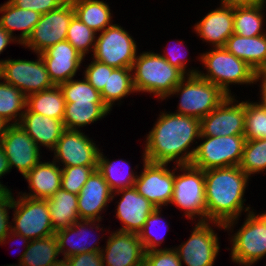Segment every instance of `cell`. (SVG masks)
Here are the masks:
<instances>
[{"mask_svg": "<svg viewBox=\"0 0 266 266\" xmlns=\"http://www.w3.org/2000/svg\"><path fill=\"white\" fill-rule=\"evenodd\" d=\"M159 116L147 134L143 161L168 164L175 160L176 165L190 164L196 148L189 147L195 139L200 140V120L165 111Z\"/></svg>", "mask_w": 266, "mask_h": 266, "instance_id": "1", "label": "cell"}, {"mask_svg": "<svg viewBox=\"0 0 266 266\" xmlns=\"http://www.w3.org/2000/svg\"><path fill=\"white\" fill-rule=\"evenodd\" d=\"M207 221L228 230L237 224L244 210V192L249 176L239 167L214 168L204 171Z\"/></svg>", "mask_w": 266, "mask_h": 266, "instance_id": "2", "label": "cell"}, {"mask_svg": "<svg viewBox=\"0 0 266 266\" xmlns=\"http://www.w3.org/2000/svg\"><path fill=\"white\" fill-rule=\"evenodd\" d=\"M136 93H153L158 99L169 97L185 75L168 63L160 54L143 52L136 56L132 66Z\"/></svg>", "mask_w": 266, "mask_h": 266, "instance_id": "3", "label": "cell"}, {"mask_svg": "<svg viewBox=\"0 0 266 266\" xmlns=\"http://www.w3.org/2000/svg\"><path fill=\"white\" fill-rule=\"evenodd\" d=\"M200 61L207 73L198 75L217 85L225 94L231 96L229 84H252L257 73L246 62L230 53L225 47L214 48L200 55Z\"/></svg>", "mask_w": 266, "mask_h": 266, "instance_id": "4", "label": "cell"}, {"mask_svg": "<svg viewBox=\"0 0 266 266\" xmlns=\"http://www.w3.org/2000/svg\"><path fill=\"white\" fill-rule=\"evenodd\" d=\"M176 93L181 95L178 112L175 113L199 120L212 112L228 96L217 85L198 74L184 77L169 96Z\"/></svg>", "mask_w": 266, "mask_h": 266, "instance_id": "5", "label": "cell"}, {"mask_svg": "<svg viewBox=\"0 0 266 266\" xmlns=\"http://www.w3.org/2000/svg\"><path fill=\"white\" fill-rule=\"evenodd\" d=\"M173 194L170 203L184 210L185 216L194 219L199 216L198 222H207V204L205 199L204 171L191 164L175 165ZM197 215V216H196Z\"/></svg>", "mask_w": 266, "mask_h": 266, "instance_id": "6", "label": "cell"}, {"mask_svg": "<svg viewBox=\"0 0 266 266\" xmlns=\"http://www.w3.org/2000/svg\"><path fill=\"white\" fill-rule=\"evenodd\" d=\"M200 138L205 141L196 146L191 165L203 171L240 165L246 141L244 135Z\"/></svg>", "mask_w": 266, "mask_h": 266, "instance_id": "7", "label": "cell"}, {"mask_svg": "<svg viewBox=\"0 0 266 266\" xmlns=\"http://www.w3.org/2000/svg\"><path fill=\"white\" fill-rule=\"evenodd\" d=\"M14 199L12 231L29 240L41 239L55 234L48 210L47 199L20 196Z\"/></svg>", "mask_w": 266, "mask_h": 266, "instance_id": "8", "label": "cell"}, {"mask_svg": "<svg viewBox=\"0 0 266 266\" xmlns=\"http://www.w3.org/2000/svg\"><path fill=\"white\" fill-rule=\"evenodd\" d=\"M96 38L93 59L113 68H132L137 45L123 27L112 24Z\"/></svg>", "mask_w": 266, "mask_h": 266, "instance_id": "9", "label": "cell"}, {"mask_svg": "<svg viewBox=\"0 0 266 266\" xmlns=\"http://www.w3.org/2000/svg\"><path fill=\"white\" fill-rule=\"evenodd\" d=\"M247 218L231 238V259L233 262L251 266L266 256V222L254 212L247 213Z\"/></svg>", "mask_w": 266, "mask_h": 266, "instance_id": "10", "label": "cell"}, {"mask_svg": "<svg viewBox=\"0 0 266 266\" xmlns=\"http://www.w3.org/2000/svg\"><path fill=\"white\" fill-rule=\"evenodd\" d=\"M37 55L35 61L4 60L0 67V78L18 88L26 97L54 87L42 57Z\"/></svg>", "mask_w": 266, "mask_h": 266, "instance_id": "11", "label": "cell"}, {"mask_svg": "<svg viewBox=\"0 0 266 266\" xmlns=\"http://www.w3.org/2000/svg\"><path fill=\"white\" fill-rule=\"evenodd\" d=\"M75 15L72 2L68 0L62 6L42 14L27 40L22 44L36 54L66 40L67 30Z\"/></svg>", "mask_w": 266, "mask_h": 266, "instance_id": "12", "label": "cell"}, {"mask_svg": "<svg viewBox=\"0 0 266 266\" xmlns=\"http://www.w3.org/2000/svg\"><path fill=\"white\" fill-rule=\"evenodd\" d=\"M227 96L212 112L200 120V136H232L245 133V101Z\"/></svg>", "mask_w": 266, "mask_h": 266, "instance_id": "13", "label": "cell"}, {"mask_svg": "<svg viewBox=\"0 0 266 266\" xmlns=\"http://www.w3.org/2000/svg\"><path fill=\"white\" fill-rule=\"evenodd\" d=\"M218 241L209 221L197 222L189 239L174 249L187 266H213L220 250Z\"/></svg>", "mask_w": 266, "mask_h": 266, "instance_id": "14", "label": "cell"}, {"mask_svg": "<svg viewBox=\"0 0 266 266\" xmlns=\"http://www.w3.org/2000/svg\"><path fill=\"white\" fill-rule=\"evenodd\" d=\"M143 164V171L137 176L134 187L156 208L167 206L173 194L175 171H171L168 164L145 160Z\"/></svg>", "mask_w": 266, "mask_h": 266, "instance_id": "15", "label": "cell"}, {"mask_svg": "<svg viewBox=\"0 0 266 266\" xmlns=\"http://www.w3.org/2000/svg\"><path fill=\"white\" fill-rule=\"evenodd\" d=\"M53 150L54 161L63 167L98 166L100 150L81 130L66 129Z\"/></svg>", "mask_w": 266, "mask_h": 266, "instance_id": "16", "label": "cell"}, {"mask_svg": "<svg viewBox=\"0 0 266 266\" xmlns=\"http://www.w3.org/2000/svg\"><path fill=\"white\" fill-rule=\"evenodd\" d=\"M0 144L10 168L15 166L23 177L40 162V148L19 124L7 126Z\"/></svg>", "mask_w": 266, "mask_h": 266, "instance_id": "17", "label": "cell"}, {"mask_svg": "<svg viewBox=\"0 0 266 266\" xmlns=\"http://www.w3.org/2000/svg\"><path fill=\"white\" fill-rule=\"evenodd\" d=\"M100 252L104 266H143L145 251L135 233L111 232L105 249Z\"/></svg>", "mask_w": 266, "mask_h": 266, "instance_id": "18", "label": "cell"}, {"mask_svg": "<svg viewBox=\"0 0 266 266\" xmlns=\"http://www.w3.org/2000/svg\"><path fill=\"white\" fill-rule=\"evenodd\" d=\"M113 199V191L102 174L95 169L78 194L79 218L81 220L97 221L98 224L94 228L99 230V222L102 219L99 214Z\"/></svg>", "mask_w": 266, "mask_h": 266, "instance_id": "19", "label": "cell"}, {"mask_svg": "<svg viewBox=\"0 0 266 266\" xmlns=\"http://www.w3.org/2000/svg\"><path fill=\"white\" fill-rule=\"evenodd\" d=\"M55 86L74 78L84 57L67 41L58 42L40 53Z\"/></svg>", "mask_w": 266, "mask_h": 266, "instance_id": "20", "label": "cell"}, {"mask_svg": "<svg viewBox=\"0 0 266 266\" xmlns=\"http://www.w3.org/2000/svg\"><path fill=\"white\" fill-rule=\"evenodd\" d=\"M115 194L122 195L120 202H117L116 218L121 221L123 226L118 230L138 234L156 207L139 194L134 186L117 190L113 192L114 196H116Z\"/></svg>", "mask_w": 266, "mask_h": 266, "instance_id": "21", "label": "cell"}, {"mask_svg": "<svg viewBox=\"0 0 266 266\" xmlns=\"http://www.w3.org/2000/svg\"><path fill=\"white\" fill-rule=\"evenodd\" d=\"M233 23V7L221 5L197 22L194 29L203 41L212 43L214 48L225 47L234 32Z\"/></svg>", "mask_w": 266, "mask_h": 266, "instance_id": "22", "label": "cell"}, {"mask_svg": "<svg viewBox=\"0 0 266 266\" xmlns=\"http://www.w3.org/2000/svg\"><path fill=\"white\" fill-rule=\"evenodd\" d=\"M19 125L39 148L40 145H43L46 149L49 148L52 151L66 130L62 120L30 112L27 108L22 115Z\"/></svg>", "mask_w": 266, "mask_h": 266, "instance_id": "23", "label": "cell"}, {"mask_svg": "<svg viewBox=\"0 0 266 266\" xmlns=\"http://www.w3.org/2000/svg\"><path fill=\"white\" fill-rule=\"evenodd\" d=\"M52 162L40 161L25 176L30 193L21 195L35 199H48L61 188V168Z\"/></svg>", "mask_w": 266, "mask_h": 266, "instance_id": "24", "label": "cell"}, {"mask_svg": "<svg viewBox=\"0 0 266 266\" xmlns=\"http://www.w3.org/2000/svg\"><path fill=\"white\" fill-rule=\"evenodd\" d=\"M254 37H242L232 34L225 48L237 58L246 62L256 73L266 67V32Z\"/></svg>", "mask_w": 266, "mask_h": 266, "instance_id": "25", "label": "cell"}, {"mask_svg": "<svg viewBox=\"0 0 266 266\" xmlns=\"http://www.w3.org/2000/svg\"><path fill=\"white\" fill-rule=\"evenodd\" d=\"M95 223L96 221L94 220H81L80 219L79 221L75 222L71 226L55 232L60 253L64 255L63 260H65L66 258L70 256L80 254V253L101 251L100 246L99 245L97 246L98 243L96 242V239H95V242L93 241V244L92 243L90 244V241H89L90 246H88V241L86 242L85 240L88 237L87 233H89L87 232L88 227L90 226V229H94L93 226L91 227V225L95 226ZM84 237L86 238L84 239Z\"/></svg>", "mask_w": 266, "mask_h": 266, "instance_id": "26", "label": "cell"}, {"mask_svg": "<svg viewBox=\"0 0 266 266\" xmlns=\"http://www.w3.org/2000/svg\"><path fill=\"white\" fill-rule=\"evenodd\" d=\"M0 26L9 33L19 44H23L35 25L39 22L41 14L34 11L16 7L10 1L0 5ZM22 30L20 36H13L15 30Z\"/></svg>", "mask_w": 266, "mask_h": 266, "instance_id": "27", "label": "cell"}, {"mask_svg": "<svg viewBox=\"0 0 266 266\" xmlns=\"http://www.w3.org/2000/svg\"><path fill=\"white\" fill-rule=\"evenodd\" d=\"M48 210L54 231L67 228L79 221L78 195L60 188L47 199Z\"/></svg>", "mask_w": 266, "mask_h": 266, "instance_id": "28", "label": "cell"}, {"mask_svg": "<svg viewBox=\"0 0 266 266\" xmlns=\"http://www.w3.org/2000/svg\"><path fill=\"white\" fill-rule=\"evenodd\" d=\"M110 111L104 102H66L63 123L65 129L78 130L104 118Z\"/></svg>", "mask_w": 266, "mask_h": 266, "instance_id": "29", "label": "cell"}, {"mask_svg": "<svg viewBox=\"0 0 266 266\" xmlns=\"http://www.w3.org/2000/svg\"><path fill=\"white\" fill-rule=\"evenodd\" d=\"M19 258L23 266H52L62 259L58 260L60 254L56 235L46 238L30 240L29 245Z\"/></svg>", "mask_w": 266, "mask_h": 266, "instance_id": "30", "label": "cell"}, {"mask_svg": "<svg viewBox=\"0 0 266 266\" xmlns=\"http://www.w3.org/2000/svg\"><path fill=\"white\" fill-rule=\"evenodd\" d=\"M66 101L59 86L31 94L26 97V108L49 118L63 121Z\"/></svg>", "mask_w": 266, "mask_h": 266, "instance_id": "31", "label": "cell"}, {"mask_svg": "<svg viewBox=\"0 0 266 266\" xmlns=\"http://www.w3.org/2000/svg\"><path fill=\"white\" fill-rule=\"evenodd\" d=\"M75 16L90 29L97 32L104 31L111 23V10L106 2L100 0H70Z\"/></svg>", "mask_w": 266, "mask_h": 266, "instance_id": "32", "label": "cell"}, {"mask_svg": "<svg viewBox=\"0 0 266 266\" xmlns=\"http://www.w3.org/2000/svg\"><path fill=\"white\" fill-rule=\"evenodd\" d=\"M266 0L252 6L234 7V34L242 37L263 35V10ZM264 6V7H263Z\"/></svg>", "mask_w": 266, "mask_h": 266, "instance_id": "33", "label": "cell"}, {"mask_svg": "<svg viewBox=\"0 0 266 266\" xmlns=\"http://www.w3.org/2000/svg\"><path fill=\"white\" fill-rule=\"evenodd\" d=\"M102 153L100 152L99 155L97 170L102 174L110 189L116 192L120 189L133 187L138 175L128 168V162L123 159H120L119 162L109 161Z\"/></svg>", "mask_w": 266, "mask_h": 266, "instance_id": "34", "label": "cell"}, {"mask_svg": "<svg viewBox=\"0 0 266 266\" xmlns=\"http://www.w3.org/2000/svg\"><path fill=\"white\" fill-rule=\"evenodd\" d=\"M136 92L133 84L132 68H115L108 71L107 86H104L101 97L111 110L115 101H120L130 93Z\"/></svg>", "mask_w": 266, "mask_h": 266, "instance_id": "35", "label": "cell"}, {"mask_svg": "<svg viewBox=\"0 0 266 266\" xmlns=\"http://www.w3.org/2000/svg\"><path fill=\"white\" fill-rule=\"evenodd\" d=\"M0 80L2 79L0 78ZM25 108V94L5 81L0 82V119L8 125L19 124L22 115L25 112ZM11 121L12 123L10 124Z\"/></svg>", "mask_w": 266, "mask_h": 266, "instance_id": "36", "label": "cell"}, {"mask_svg": "<svg viewBox=\"0 0 266 266\" xmlns=\"http://www.w3.org/2000/svg\"><path fill=\"white\" fill-rule=\"evenodd\" d=\"M239 167L250 177L266 170V139L246 140Z\"/></svg>", "mask_w": 266, "mask_h": 266, "instance_id": "37", "label": "cell"}, {"mask_svg": "<svg viewBox=\"0 0 266 266\" xmlns=\"http://www.w3.org/2000/svg\"><path fill=\"white\" fill-rule=\"evenodd\" d=\"M96 34L74 15L67 30L66 40L85 58L90 50L94 52Z\"/></svg>", "mask_w": 266, "mask_h": 266, "instance_id": "38", "label": "cell"}, {"mask_svg": "<svg viewBox=\"0 0 266 266\" xmlns=\"http://www.w3.org/2000/svg\"><path fill=\"white\" fill-rule=\"evenodd\" d=\"M66 102H103L101 93L98 92L85 78H73L59 85Z\"/></svg>", "mask_w": 266, "mask_h": 266, "instance_id": "39", "label": "cell"}, {"mask_svg": "<svg viewBox=\"0 0 266 266\" xmlns=\"http://www.w3.org/2000/svg\"><path fill=\"white\" fill-rule=\"evenodd\" d=\"M245 139H265L266 110L258 102L245 101Z\"/></svg>", "mask_w": 266, "mask_h": 266, "instance_id": "40", "label": "cell"}, {"mask_svg": "<svg viewBox=\"0 0 266 266\" xmlns=\"http://www.w3.org/2000/svg\"><path fill=\"white\" fill-rule=\"evenodd\" d=\"M97 166H71L61 168V188L79 194Z\"/></svg>", "mask_w": 266, "mask_h": 266, "instance_id": "41", "label": "cell"}, {"mask_svg": "<svg viewBox=\"0 0 266 266\" xmlns=\"http://www.w3.org/2000/svg\"><path fill=\"white\" fill-rule=\"evenodd\" d=\"M160 209L161 208H156L148 216V218H147V220L143 226V229L138 233L139 239L142 243V246L144 248L145 253L152 251V250H157L158 249L157 247L161 246L160 244H162V242L164 240L162 236L158 237L159 235L156 234L157 232L155 229L157 227L159 228L163 224V221H161V220H163L164 218L160 216L161 215ZM168 225L169 224L167 222L164 223L165 228H167ZM153 228L155 229V231H154L155 233L153 232V230H154Z\"/></svg>", "mask_w": 266, "mask_h": 266, "instance_id": "42", "label": "cell"}, {"mask_svg": "<svg viewBox=\"0 0 266 266\" xmlns=\"http://www.w3.org/2000/svg\"><path fill=\"white\" fill-rule=\"evenodd\" d=\"M177 251L171 248H160L146 252L143 266H182Z\"/></svg>", "mask_w": 266, "mask_h": 266, "instance_id": "43", "label": "cell"}, {"mask_svg": "<svg viewBox=\"0 0 266 266\" xmlns=\"http://www.w3.org/2000/svg\"><path fill=\"white\" fill-rule=\"evenodd\" d=\"M115 68L93 59V62L84 70V78L98 91L102 92L104 86H107L108 71Z\"/></svg>", "mask_w": 266, "mask_h": 266, "instance_id": "44", "label": "cell"}, {"mask_svg": "<svg viewBox=\"0 0 266 266\" xmlns=\"http://www.w3.org/2000/svg\"><path fill=\"white\" fill-rule=\"evenodd\" d=\"M16 7L34 10L38 13L45 14L55 10L66 3L68 0H9Z\"/></svg>", "mask_w": 266, "mask_h": 266, "instance_id": "45", "label": "cell"}, {"mask_svg": "<svg viewBox=\"0 0 266 266\" xmlns=\"http://www.w3.org/2000/svg\"><path fill=\"white\" fill-rule=\"evenodd\" d=\"M13 195L11 191H7L0 198V244H5L7 235L12 231L11 222H9L8 209H12Z\"/></svg>", "mask_w": 266, "mask_h": 266, "instance_id": "46", "label": "cell"}, {"mask_svg": "<svg viewBox=\"0 0 266 266\" xmlns=\"http://www.w3.org/2000/svg\"><path fill=\"white\" fill-rule=\"evenodd\" d=\"M69 266H104L101 252H87L65 259Z\"/></svg>", "mask_w": 266, "mask_h": 266, "instance_id": "47", "label": "cell"}, {"mask_svg": "<svg viewBox=\"0 0 266 266\" xmlns=\"http://www.w3.org/2000/svg\"><path fill=\"white\" fill-rule=\"evenodd\" d=\"M173 48V47H172ZM171 50V51H170ZM168 50V53L164 54H160L163 58H165V60L170 63L173 67H176L177 69H179L185 76H189V75H193V74H198V70H194V69H190L189 72H187L186 70V57L184 56L185 54H180V51H172V49ZM182 52V51H181Z\"/></svg>", "mask_w": 266, "mask_h": 266, "instance_id": "48", "label": "cell"}, {"mask_svg": "<svg viewBox=\"0 0 266 266\" xmlns=\"http://www.w3.org/2000/svg\"><path fill=\"white\" fill-rule=\"evenodd\" d=\"M11 171L8 159L5 155V152L0 144V179L2 176H4V174L8 173ZM0 185L6 190V191H11L7 188V186L1 184Z\"/></svg>", "mask_w": 266, "mask_h": 266, "instance_id": "49", "label": "cell"}, {"mask_svg": "<svg viewBox=\"0 0 266 266\" xmlns=\"http://www.w3.org/2000/svg\"><path fill=\"white\" fill-rule=\"evenodd\" d=\"M264 0H221V5L229 7H243V6H252L263 2Z\"/></svg>", "mask_w": 266, "mask_h": 266, "instance_id": "50", "label": "cell"}, {"mask_svg": "<svg viewBox=\"0 0 266 266\" xmlns=\"http://www.w3.org/2000/svg\"><path fill=\"white\" fill-rule=\"evenodd\" d=\"M11 42H17L9 33H7L1 26H0V54L6 49L7 45ZM4 60H0V67L3 64Z\"/></svg>", "mask_w": 266, "mask_h": 266, "instance_id": "51", "label": "cell"}, {"mask_svg": "<svg viewBox=\"0 0 266 266\" xmlns=\"http://www.w3.org/2000/svg\"><path fill=\"white\" fill-rule=\"evenodd\" d=\"M261 80V91H260V96H261V101H259V105L266 110V79L260 74L257 73L255 77V83Z\"/></svg>", "mask_w": 266, "mask_h": 266, "instance_id": "52", "label": "cell"}, {"mask_svg": "<svg viewBox=\"0 0 266 266\" xmlns=\"http://www.w3.org/2000/svg\"><path fill=\"white\" fill-rule=\"evenodd\" d=\"M7 236H8V237H9V236H10V237L12 236L11 239L13 238V240H14L15 237H16V238L18 237L19 240H21V242L23 241V243H25L27 246L29 245L30 240L27 239L26 237H24L23 235H20V234H17V233H15V232L11 231Z\"/></svg>", "mask_w": 266, "mask_h": 266, "instance_id": "53", "label": "cell"}, {"mask_svg": "<svg viewBox=\"0 0 266 266\" xmlns=\"http://www.w3.org/2000/svg\"><path fill=\"white\" fill-rule=\"evenodd\" d=\"M8 124L4 122L2 119H0V142L4 136L5 130L7 128Z\"/></svg>", "mask_w": 266, "mask_h": 266, "instance_id": "54", "label": "cell"}, {"mask_svg": "<svg viewBox=\"0 0 266 266\" xmlns=\"http://www.w3.org/2000/svg\"><path fill=\"white\" fill-rule=\"evenodd\" d=\"M52 266H69V264L66 262V260H62L59 263Z\"/></svg>", "mask_w": 266, "mask_h": 266, "instance_id": "55", "label": "cell"}, {"mask_svg": "<svg viewBox=\"0 0 266 266\" xmlns=\"http://www.w3.org/2000/svg\"><path fill=\"white\" fill-rule=\"evenodd\" d=\"M7 191L0 185V198L6 193Z\"/></svg>", "mask_w": 266, "mask_h": 266, "instance_id": "56", "label": "cell"}, {"mask_svg": "<svg viewBox=\"0 0 266 266\" xmlns=\"http://www.w3.org/2000/svg\"><path fill=\"white\" fill-rule=\"evenodd\" d=\"M260 74L266 79V67L260 72Z\"/></svg>", "mask_w": 266, "mask_h": 266, "instance_id": "57", "label": "cell"}, {"mask_svg": "<svg viewBox=\"0 0 266 266\" xmlns=\"http://www.w3.org/2000/svg\"><path fill=\"white\" fill-rule=\"evenodd\" d=\"M266 222V213L259 214Z\"/></svg>", "mask_w": 266, "mask_h": 266, "instance_id": "58", "label": "cell"}, {"mask_svg": "<svg viewBox=\"0 0 266 266\" xmlns=\"http://www.w3.org/2000/svg\"><path fill=\"white\" fill-rule=\"evenodd\" d=\"M7 266H23L20 262H19V264L18 265H7Z\"/></svg>", "mask_w": 266, "mask_h": 266, "instance_id": "59", "label": "cell"}]
</instances>
